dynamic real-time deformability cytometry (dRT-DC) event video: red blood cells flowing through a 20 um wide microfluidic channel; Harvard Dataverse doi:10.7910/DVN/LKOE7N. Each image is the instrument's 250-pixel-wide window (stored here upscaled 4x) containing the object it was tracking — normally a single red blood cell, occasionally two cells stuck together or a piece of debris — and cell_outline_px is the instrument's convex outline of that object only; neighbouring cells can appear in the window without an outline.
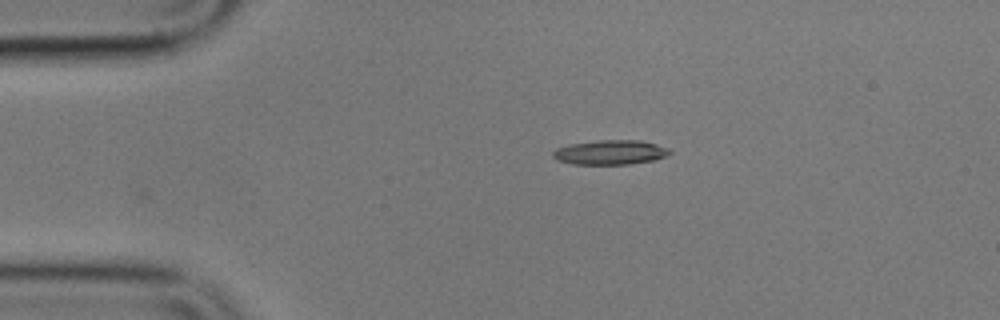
{"species": "common noctule bat (a hibernating species)", "species_latin": "Nyctalus noctula", "temperature_condition": "cold", "stored_images_in_passage": 35, "camera_frame_rate_fps": 3000, "um_per_image_px": 0.085, "animal": {"sex": "male", "body_mass_g": 17.9}, "frame": {"image": 1, "passage_image": 1, "time_ms": 0.0, "image_size_px": [1000, 320], "cell_outline_px": [[672, 152], [668, 156], [656, 160], [628, 164], [572, 164], [556, 160], [552, 156], [552, 152], [556, 148], [568, 144], [600, 140], [640, 140], [656, 144], [668, 148]], "centroid_in_image_um": [51.87, 12.95], "position_along_channel_um": 33.1, "area_um2": 16.88}}
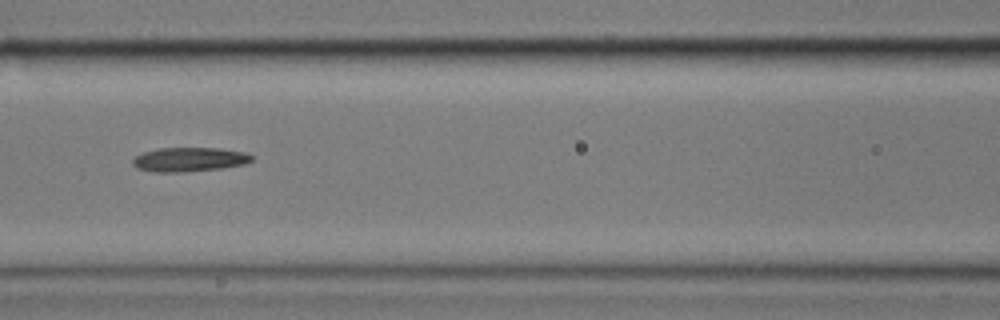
{"frame": {"image": 2, "passage_image": 14, "time_ms": 4.333, "image_size_px": [1000, 320], "cell_outline_px": [[252, 160], [244, 164], [220, 168], [184, 172], [156, 172], [136, 168], [132, 164], [132, 160], [136, 156], [144, 152], [160, 148], [216, 148], [244, 152], [252, 156]], "centroid_in_image_um": [16.06, 13.56], "position_along_channel_um": 150.5, "area_um2": 16.59}}
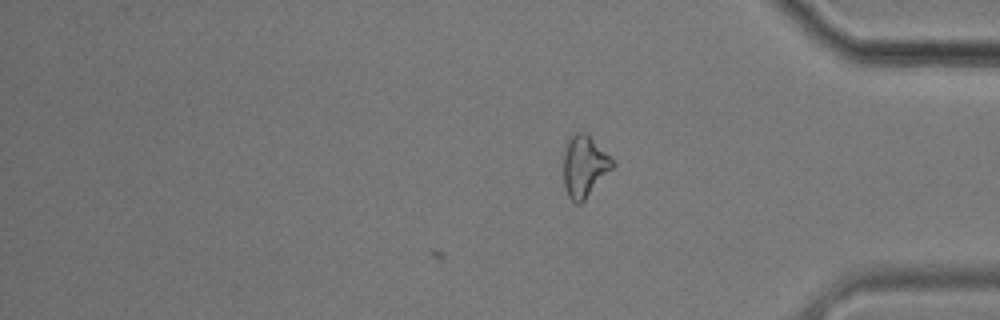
{"frame": {"image": 3, "passage_image": 35, "time_ms": 11.333, "image_size_px": [1000, 320], "cell_outline_px": [[616, 164], [584, 200], [580, 204], [576, 204], [568, 196], [564, 184], [564, 152], [568, 140], [576, 132], [584, 132]], "centroid_in_image_um": [49.64, 14.16], "position_along_channel_um": 385.6, "area_um2": 16.94}, "authors_computed_cell_mechanics": {"area_um2": 16.473, "velocity_mm_per_s": 3.5808, "shape_relaxation_time_tau1_ms": null, "shape_relaxation_time_tau2_ms": 3.896, "deformation_change_tau1": null, "deformation_change_tau2": 0.1258}}